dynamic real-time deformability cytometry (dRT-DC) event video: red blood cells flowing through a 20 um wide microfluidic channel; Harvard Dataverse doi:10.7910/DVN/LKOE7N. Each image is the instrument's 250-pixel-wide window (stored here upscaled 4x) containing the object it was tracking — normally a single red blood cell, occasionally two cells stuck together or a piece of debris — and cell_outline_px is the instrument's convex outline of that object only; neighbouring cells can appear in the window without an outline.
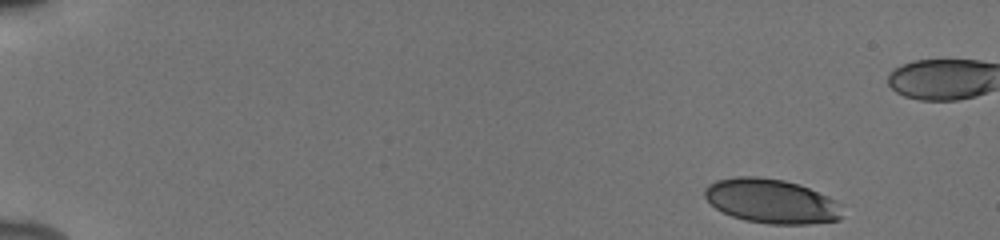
{"species": "human", "species_latin": "Homo sapiens", "temperature_condition": "cold", "stored_images_in_passage": 46, "camera_frame_rate_fps": 3000, "um_per_image_px": 0.085, "donor": {"sex": "male"}, "frame": {"image": 1, "passage_image": 1, "time_ms": 0.0, "image_size_px": [1000, 240], "cell_outline_px": [[840, 220], [808, 224], [768, 224], [744, 220], [732, 216], [716, 208], [704, 196], [704, 188], [708, 184], [716, 180], [736, 176], [756, 176], [784, 180], [800, 184], [828, 196], [836, 200], [840, 204]], "centroid_in_image_um": [65.56, 17.09], "position_along_channel_um": 19.4, "area_um2": 35.66}}
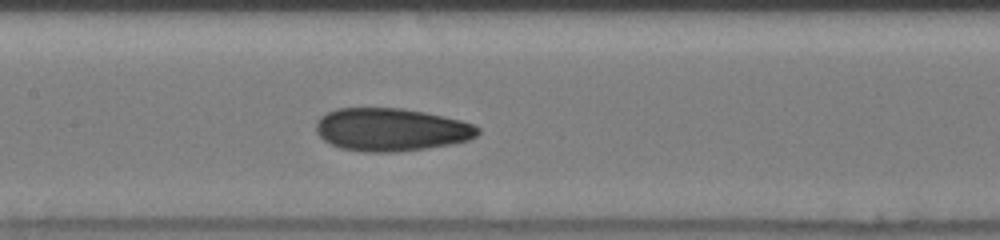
{"frame": {"image": 2, "passage_image": 24, "time_ms": 7.667, "image_size_px": [1000, 240], "cell_outline_px": [[480, 132], [476, 136], [468, 140], [452, 144], [428, 148], [396, 152], [364, 152], [340, 148], [324, 140], [316, 132], [316, 120], [320, 116], [336, 108], [400, 108], [424, 112], [460, 120], [472, 124], [480, 128]], "centroid_in_image_um": [33.23, 11.02], "position_along_channel_um": 174.2, "area_um2": 40.52}}
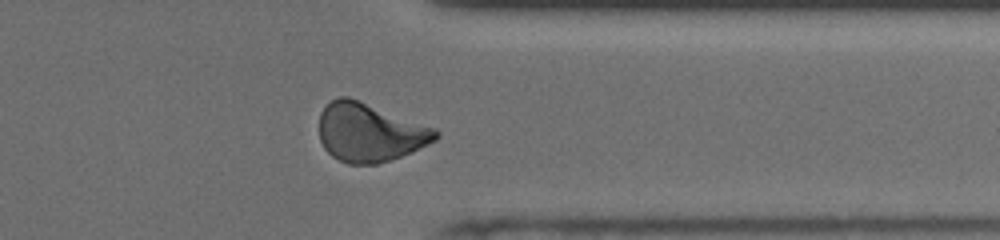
{"frame": {"image": 3, "passage_image": 40, "time_ms": 13.0, "image_size_px": [1000, 240], "cell_outline_px": [[440, 136], [436, 140], [412, 152], [376, 164], [348, 164], [332, 156], [324, 148], [320, 140], [320, 112], [332, 100], [340, 96], [348, 96], [436, 128], [440, 132]], "centroid_in_image_um": [31.44, 11.25], "position_along_channel_um": 380.0, "area_um2": 39.65}}